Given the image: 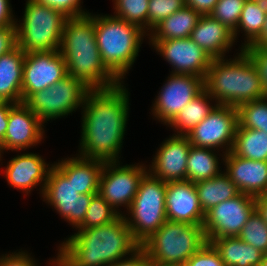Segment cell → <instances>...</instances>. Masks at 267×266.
<instances>
[{"mask_svg": "<svg viewBox=\"0 0 267 266\" xmlns=\"http://www.w3.org/2000/svg\"><path fill=\"white\" fill-rule=\"evenodd\" d=\"M125 85L124 82L86 94L76 155L105 162L121 160L131 105L129 88Z\"/></svg>", "mask_w": 267, "mask_h": 266, "instance_id": "6da1fadb", "label": "cell"}, {"mask_svg": "<svg viewBox=\"0 0 267 266\" xmlns=\"http://www.w3.org/2000/svg\"><path fill=\"white\" fill-rule=\"evenodd\" d=\"M140 247L120 215L106 225L76 230L59 243L57 254L46 266H107L131 256Z\"/></svg>", "mask_w": 267, "mask_h": 266, "instance_id": "7a4b0ae2", "label": "cell"}, {"mask_svg": "<svg viewBox=\"0 0 267 266\" xmlns=\"http://www.w3.org/2000/svg\"><path fill=\"white\" fill-rule=\"evenodd\" d=\"M59 52L67 72L90 90H104L122 83L104 64L98 50L94 14L67 18Z\"/></svg>", "mask_w": 267, "mask_h": 266, "instance_id": "3957f363", "label": "cell"}, {"mask_svg": "<svg viewBox=\"0 0 267 266\" xmlns=\"http://www.w3.org/2000/svg\"><path fill=\"white\" fill-rule=\"evenodd\" d=\"M237 51L232 58L213 59L206 72L204 90L218 105L237 108L264 98L266 91L256 65L244 50Z\"/></svg>", "mask_w": 267, "mask_h": 266, "instance_id": "277c9868", "label": "cell"}, {"mask_svg": "<svg viewBox=\"0 0 267 266\" xmlns=\"http://www.w3.org/2000/svg\"><path fill=\"white\" fill-rule=\"evenodd\" d=\"M95 37L105 66L122 82L136 63L140 47L148 34L137 25L114 17L94 13ZM147 36V37H146Z\"/></svg>", "mask_w": 267, "mask_h": 266, "instance_id": "5b68a950", "label": "cell"}, {"mask_svg": "<svg viewBox=\"0 0 267 266\" xmlns=\"http://www.w3.org/2000/svg\"><path fill=\"white\" fill-rule=\"evenodd\" d=\"M23 13L15 22L16 46L24 53L59 50L68 17L34 0H26Z\"/></svg>", "mask_w": 267, "mask_h": 266, "instance_id": "8992f818", "label": "cell"}, {"mask_svg": "<svg viewBox=\"0 0 267 266\" xmlns=\"http://www.w3.org/2000/svg\"><path fill=\"white\" fill-rule=\"evenodd\" d=\"M208 243L203 225L167 220L141 244L149 262L184 264Z\"/></svg>", "mask_w": 267, "mask_h": 266, "instance_id": "52a82bcc", "label": "cell"}, {"mask_svg": "<svg viewBox=\"0 0 267 266\" xmlns=\"http://www.w3.org/2000/svg\"><path fill=\"white\" fill-rule=\"evenodd\" d=\"M166 186L167 182L147 172L140 182L132 204L128 210L123 211L126 224L140 245L167 221Z\"/></svg>", "mask_w": 267, "mask_h": 266, "instance_id": "ba28073f", "label": "cell"}, {"mask_svg": "<svg viewBox=\"0 0 267 266\" xmlns=\"http://www.w3.org/2000/svg\"><path fill=\"white\" fill-rule=\"evenodd\" d=\"M90 91L81 81L66 76L53 86L35 92L24 103L45 123L65 118L82 109L86 94ZM51 120V121H50Z\"/></svg>", "mask_w": 267, "mask_h": 266, "instance_id": "9c48e42d", "label": "cell"}, {"mask_svg": "<svg viewBox=\"0 0 267 266\" xmlns=\"http://www.w3.org/2000/svg\"><path fill=\"white\" fill-rule=\"evenodd\" d=\"M121 160L107 161L101 173L98 194L119 214L129 208L139 189L147 164H123Z\"/></svg>", "mask_w": 267, "mask_h": 266, "instance_id": "30bf717a", "label": "cell"}, {"mask_svg": "<svg viewBox=\"0 0 267 266\" xmlns=\"http://www.w3.org/2000/svg\"><path fill=\"white\" fill-rule=\"evenodd\" d=\"M94 195L96 194H79L73 182L53 164L48 173L42 200L76 230L83 223Z\"/></svg>", "mask_w": 267, "mask_h": 266, "instance_id": "8fae6325", "label": "cell"}, {"mask_svg": "<svg viewBox=\"0 0 267 266\" xmlns=\"http://www.w3.org/2000/svg\"><path fill=\"white\" fill-rule=\"evenodd\" d=\"M152 102V119L168 125L175 116L204 90V78L191 74L168 75Z\"/></svg>", "mask_w": 267, "mask_h": 266, "instance_id": "7c38bea8", "label": "cell"}, {"mask_svg": "<svg viewBox=\"0 0 267 266\" xmlns=\"http://www.w3.org/2000/svg\"><path fill=\"white\" fill-rule=\"evenodd\" d=\"M237 127V108L217 105L186 136L193 146L210 148L227 154L232 150Z\"/></svg>", "mask_w": 267, "mask_h": 266, "instance_id": "4fadbf2b", "label": "cell"}, {"mask_svg": "<svg viewBox=\"0 0 267 266\" xmlns=\"http://www.w3.org/2000/svg\"><path fill=\"white\" fill-rule=\"evenodd\" d=\"M255 211V197L240 193L205 213L203 227L207 241L238 236Z\"/></svg>", "mask_w": 267, "mask_h": 266, "instance_id": "5bb4252c", "label": "cell"}, {"mask_svg": "<svg viewBox=\"0 0 267 266\" xmlns=\"http://www.w3.org/2000/svg\"><path fill=\"white\" fill-rule=\"evenodd\" d=\"M149 45L171 66L172 74H191L205 78L213 58L190 37L148 40Z\"/></svg>", "mask_w": 267, "mask_h": 266, "instance_id": "9a60e30c", "label": "cell"}, {"mask_svg": "<svg viewBox=\"0 0 267 266\" xmlns=\"http://www.w3.org/2000/svg\"><path fill=\"white\" fill-rule=\"evenodd\" d=\"M66 76L67 66L59 50L26 53L23 63L22 102Z\"/></svg>", "mask_w": 267, "mask_h": 266, "instance_id": "2e32d148", "label": "cell"}, {"mask_svg": "<svg viewBox=\"0 0 267 266\" xmlns=\"http://www.w3.org/2000/svg\"><path fill=\"white\" fill-rule=\"evenodd\" d=\"M45 127L24 102L14 104L10 108L7 131L0 144V165H3L4 151L18 153L40 145L46 137Z\"/></svg>", "mask_w": 267, "mask_h": 266, "instance_id": "e0dca14e", "label": "cell"}, {"mask_svg": "<svg viewBox=\"0 0 267 266\" xmlns=\"http://www.w3.org/2000/svg\"><path fill=\"white\" fill-rule=\"evenodd\" d=\"M45 160L39 153L21 151L4 166L7 184L17 191H22L25 196H29L34 188L40 187L38 190L42 197L49 170L53 166V163H47Z\"/></svg>", "mask_w": 267, "mask_h": 266, "instance_id": "ac0fdd59", "label": "cell"}, {"mask_svg": "<svg viewBox=\"0 0 267 266\" xmlns=\"http://www.w3.org/2000/svg\"><path fill=\"white\" fill-rule=\"evenodd\" d=\"M191 143L187 136L169 135L155 151L148 172L164 181L187 180V161Z\"/></svg>", "mask_w": 267, "mask_h": 266, "instance_id": "d6986e66", "label": "cell"}, {"mask_svg": "<svg viewBox=\"0 0 267 266\" xmlns=\"http://www.w3.org/2000/svg\"><path fill=\"white\" fill-rule=\"evenodd\" d=\"M165 208L167 220L192 225L204 223L205 213L201 208L194 182H167Z\"/></svg>", "mask_w": 267, "mask_h": 266, "instance_id": "ffe728a7", "label": "cell"}, {"mask_svg": "<svg viewBox=\"0 0 267 266\" xmlns=\"http://www.w3.org/2000/svg\"><path fill=\"white\" fill-rule=\"evenodd\" d=\"M223 171L243 194L254 197L267 195V161L246 159L225 154Z\"/></svg>", "mask_w": 267, "mask_h": 266, "instance_id": "44dd1931", "label": "cell"}, {"mask_svg": "<svg viewBox=\"0 0 267 266\" xmlns=\"http://www.w3.org/2000/svg\"><path fill=\"white\" fill-rule=\"evenodd\" d=\"M190 38L213 59L228 57L236 45L233 31L211 15H201Z\"/></svg>", "mask_w": 267, "mask_h": 266, "instance_id": "7402d4cb", "label": "cell"}, {"mask_svg": "<svg viewBox=\"0 0 267 266\" xmlns=\"http://www.w3.org/2000/svg\"><path fill=\"white\" fill-rule=\"evenodd\" d=\"M57 161L53 164L73 182L79 194H98L105 161L86 159L76 154Z\"/></svg>", "mask_w": 267, "mask_h": 266, "instance_id": "603a6c76", "label": "cell"}, {"mask_svg": "<svg viewBox=\"0 0 267 266\" xmlns=\"http://www.w3.org/2000/svg\"><path fill=\"white\" fill-rule=\"evenodd\" d=\"M25 54L19 46L0 56V102H22V77Z\"/></svg>", "mask_w": 267, "mask_h": 266, "instance_id": "cb8c5ba5", "label": "cell"}, {"mask_svg": "<svg viewBox=\"0 0 267 266\" xmlns=\"http://www.w3.org/2000/svg\"><path fill=\"white\" fill-rule=\"evenodd\" d=\"M210 243L218 251L225 266H259L264 253L238 236L213 239Z\"/></svg>", "mask_w": 267, "mask_h": 266, "instance_id": "d4e9b609", "label": "cell"}, {"mask_svg": "<svg viewBox=\"0 0 267 266\" xmlns=\"http://www.w3.org/2000/svg\"><path fill=\"white\" fill-rule=\"evenodd\" d=\"M201 15L190 7L184 6L163 19L149 34L148 40L182 39L191 36L192 30Z\"/></svg>", "mask_w": 267, "mask_h": 266, "instance_id": "484cf974", "label": "cell"}, {"mask_svg": "<svg viewBox=\"0 0 267 266\" xmlns=\"http://www.w3.org/2000/svg\"><path fill=\"white\" fill-rule=\"evenodd\" d=\"M217 105L213 97L203 90L193 100L188 102L166 127L171 128L174 135L186 136L196 125L201 123Z\"/></svg>", "mask_w": 267, "mask_h": 266, "instance_id": "4316f807", "label": "cell"}, {"mask_svg": "<svg viewBox=\"0 0 267 266\" xmlns=\"http://www.w3.org/2000/svg\"><path fill=\"white\" fill-rule=\"evenodd\" d=\"M224 158L225 154L220 151L191 145L187 161V180L195 183L219 175Z\"/></svg>", "mask_w": 267, "mask_h": 266, "instance_id": "83f0119b", "label": "cell"}, {"mask_svg": "<svg viewBox=\"0 0 267 266\" xmlns=\"http://www.w3.org/2000/svg\"><path fill=\"white\" fill-rule=\"evenodd\" d=\"M195 187L204 213L241 193L224 171L212 179L195 182Z\"/></svg>", "mask_w": 267, "mask_h": 266, "instance_id": "f1b7e54d", "label": "cell"}, {"mask_svg": "<svg viewBox=\"0 0 267 266\" xmlns=\"http://www.w3.org/2000/svg\"><path fill=\"white\" fill-rule=\"evenodd\" d=\"M231 152L257 161H267V133L263 130L237 128Z\"/></svg>", "mask_w": 267, "mask_h": 266, "instance_id": "f546056e", "label": "cell"}, {"mask_svg": "<svg viewBox=\"0 0 267 266\" xmlns=\"http://www.w3.org/2000/svg\"><path fill=\"white\" fill-rule=\"evenodd\" d=\"M266 21V13L254 2V0H246L240 15L238 26L234 33L236 43L239 42L240 32L244 36L243 42L239 49L244 50L249 47L260 35Z\"/></svg>", "mask_w": 267, "mask_h": 266, "instance_id": "4dcf8cb0", "label": "cell"}, {"mask_svg": "<svg viewBox=\"0 0 267 266\" xmlns=\"http://www.w3.org/2000/svg\"><path fill=\"white\" fill-rule=\"evenodd\" d=\"M113 16L137 25L148 34L149 0H112Z\"/></svg>", "mask_w": 267, "mask_h": 266, "instance_id": "1f68e13d", "label": "cell"}, {"mask_svg": "<svg viewBox=\"0 0 267 266\" xmlns=\"http://www.w3.org/2000/svg\"><path fill=\"white\" fill-rule=\"evenodd\" d=\"M237 112V128L263 130L267 133V101L265 98L239 105Z\"/></svg>", "mask_w": 267, "mask_h": 266, "instance_id": "d6a6232c", "label": "cell"}, {"mask_svg": "<svg viewBox=\"0 0 267 266\" xmlns=\"http://www.w3.org/2000/svg\"><path fill=\"white\" fill-rule=\"evenodd\" d=\"M120 215L99 195L92 197L83 223L76 230H86L92 227L106 225Z\"/></svg>", "mask_w": 267, "mask_h": 266, "instance_id": "836d02e7", "label": "cell"}, {"mask_svg": "<svg viewBox=\"0 0 267 266\" xmlns=\"http://www.w3.org/2000/svg\"><path fill=\"white\" fill-rule=\"evenodd\" d=\"M238 237L247 244L252 245L262 253L267 251V224L255 210Z\"/></svg>", "mask_w": 267, "mask_h": 266, "instance_id": "e575fe53", "label": "cell"}, {"mask_svg": "<svg viewBox=\"0 0 267 266\" xmlns=\"http://www.w3.org/2000/svg\"><path fill=\"white\" fill-rule=\"evenodd\" d=\"M245 1L218 0L210 15L234 32L238 26Z\"/></svg>", "mask_w": 267, "mask_h": 266, "instance_id": "d590c367", "label": "cell"}, {"mask_svg": "<svg viewBox=\"0 0 267 266\" xmlns=\"http://www.w3.org/2000/svg\"><path fill=\"white\" fill-rule=\"evenodd\" d=\"M184 6V0H149L148 34L163 19L182 9Z\"/></svg>", "mask_w": 267, "mask_h": 266, "instance_id": "8d00e7d4", "label": "cell"}, {"mask_svg": "<svg viewBox=\"0 0 267 266\" xmlns=\"http://www.w3.org/2000/svg\"><path fill=\"white\" fill-rule=\"evenodd\" d=\"M184 266H225L218 251L210 243H206L200 250L192 255Z\"/></svg>", "mask_w": 267, "mask_h": 266, "instance_id": "74e56055", "label": "cell"}, {"mask_svg": "<svg viewBox=\"0 0 267 266\" xmlns=\"http://www.w3.org/2000/svg\"><path fill=\"white\" fill-rule=\"evenodd\" d=\"M35 2L47 5L63 13L66 17H80L89 14L83 9V0H34ZM82 4V5H81Z\"/></svg>", "mask_w": 267, "mask_h": 266, "instance_id": "f35d334b", "label": "cell"}, {"mask_svg": "<svg viewBox=\"0 0 267 266\" xmlns=\"http://www.w3.org/2000/svg\"><path fill=\"white\" fill-rule=\"evenodd\" d=\"M31 254L32 252L22 249L3 253L0 255V266H39V261Z\"/></svg>", "mask_w": 267, "mask_h": 266, "instance_id": "ab89813d", "label": "cell"}, {"mask_svg": "<svg viewBox=\"0 0 267 266\" xmlns=\"http://www.w3.org/2000/svg\"><path fill=\"white\" fill-rule=\"evenodd\" d=\"M258 69L265 91H267V48H245Z\"/></svg>", "mask_w": 267, "mask_h": 266, "instance_id": "60d3db41", "label": "cell"}, {"mask_svg": "<svg viewBox=\"0 0 267 266\" xmlns=\"http://www.w3.org/2000/svg\"><path fill=\"white\" fill-rule=\"evenodd\" d=\"M16 47V27L0 28V56L9 53Z\"/></svg>", "mask_w": 267, "mask_h": 266, "instance_id": "b9f144b4", "label": "cell"}, {"mask_svg": "<svg viewBox=\"0 0 267 266\" xmlns=\"http://www.w3.org/2000/svg\"><path fill=\"white\" fill-rule=\"evenodd\" d=\"M149 259L145 251L140 247L131 256L116 261L107 266H149Z\"/></svg>", "mask_w": 267, "mask_h": 266, "instance_id": "7bdbcfd3", "label": "cell"}, {"mask_svg": "<svg viewBox=\"0 0 267 266\" xmlns=\"http://www.w3.org/2000/svg\"><path fill=\"white\" fill-rule=\"evenodd\" d=\"M10 0H0V27L15 26L16 17Z\"/></svg>", "mask_w": 267, "mask_h": 266, "instance_id": "ee69618b", "label": "cell"}, {"mask_svg": "<svg viewBox=\"0 0 267 266\" xmlns=\"http://www.w3.org/2000/svg\"><path fill=\"white\" fill-rule=\"evenodd\" d=\"M218 0H184L185 6L192 8L200 15H210Z\"/></svg>", "mask_w": 267, "mask_h": 266, "instance_id": "f6af8a7d", "label": "cell"}, {"mask_svg": "<svg viewBox=\"0 0 267 266\" xmlns=\"http://www.w3.org/2000/svg\"><path fill=\"white\" fill-rule=\"evenodd\" d=\"M14 105L11 102H0V144L4 140L8 126V116L10 108Z\"/></svg>", "mask_w": 267, "mask_h": 266, "instance_id": "bcb514c9", "label": "cell"}, {"mask_svg": "<svg viewBox=\"0 0 267 266\" xmlns=\"http://www.w3.org/2000/svg\"><path fill=\"white\" fill-rule=\"evenodd\" d=\"M255 210L267 224V195L255 197Z\"/></svg>", "mask_w": 267, "mask_h": 266, "instance_id": "7dc6e473", "label": "cell"}, {"mask_svg": "<svg viewBox=\"0 0 267 266\" xmlns=\"http://www.w3.org/2000/svg\"><path fill=\"white\" fill-rule=\"evenodd\" d=\"M247 48H267V13L262 32L258 38Z\"/></svg>", "mask_w": 267, "mask_h": 266, "instance_id": "c3c4849f", "label": "cell"}, {"mask_svg": "<svg viewBox=\"0 0 267 266\" xmlns=\"http://www.w3.org/2000/svg\"><path fill=\"white\" fill-rule=\"evenodd\" d=\"M254 2L260 7L262 11L267 13V0H254Z\"/></svg>", "mask_w": 267, "mask_h": 266, "instance_id": "681fc988", "label": "cell"}, {"mask_svg": "<svg viewBox=\"0 0 267 266\" xmlns=\"http://www.w3.org/2000/svg\"><path fill=\"white\" fill-rule=\"evenodd\" d=\"M149 266H184L183 264H170L161 262H150Z\"/></svg>", "mask_w": 267, "mask_h": 266, "instance_id": "f907efd6", "label": "cell"}, {"mask_svg": "<svg viewBox=\"0 0 267 266\" xmlns=\"http://www.w3.org/2000/svg\"><path fill=\"white\" fill-rule=\"evenodd\" d=\"M259 266H267V257L265 255L263 256V259L261 263L259 264Z\"/></svg>", "mask_w": 267, "mask_h": 266, "instance_id": "816d5d0a", "label": "cell"}, {"mask_svg": "<svg viewBox=\"0 0 267 266\" xmlns=\"http://www.w3.org/2000/svg\"><path fill=\"white\" fill-rule=\"evenodd\" d=\"M264 98L267 101V91L265 92Z\"/></svg>", "mask_w": 267, "mask_h": 266, "instance_id": "f5cc1de1", "label": "cell"}]
</instances>
